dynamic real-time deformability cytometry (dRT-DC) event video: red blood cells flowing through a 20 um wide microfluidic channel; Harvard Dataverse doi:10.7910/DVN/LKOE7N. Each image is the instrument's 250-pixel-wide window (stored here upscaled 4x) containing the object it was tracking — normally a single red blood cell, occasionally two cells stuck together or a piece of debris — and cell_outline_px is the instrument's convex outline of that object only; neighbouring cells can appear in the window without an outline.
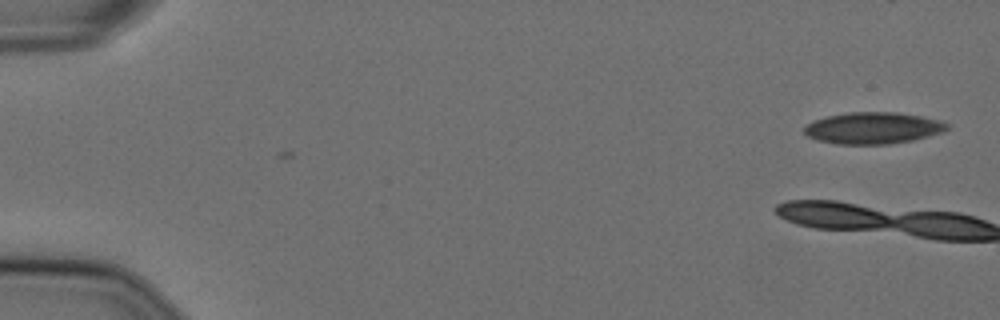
{"species": "Egyptian fruit bat (a non-hibernating species)", "species_latin": "Rousettus aegyptiacus", "temperature_condition": "cold", "stored_images_in_passage": 4, "camera_frame_rate_fps": 3000, "um_per_image_px": 0.085, "animal": {"sex": "female"}, "frame": {"image": 1, "passage_image": 4, "time_ms": 1.0, "image_size_px": [1000, 320], "cell_outline_px": [[948, 128], [940, 132], [928, 136], [912, 140], [888, 144], [836, 144], [816, 140], [808, 136], [804, 132], [804, 128], [812, 120], [828, 116], [848, 112], [896, 112], [920, 116], [940, 120], [948, 124]], "centroid_in_image_um": [74.17, 10.88], "position_along_channel_um": 10.8, "area_um2": 26.18}}